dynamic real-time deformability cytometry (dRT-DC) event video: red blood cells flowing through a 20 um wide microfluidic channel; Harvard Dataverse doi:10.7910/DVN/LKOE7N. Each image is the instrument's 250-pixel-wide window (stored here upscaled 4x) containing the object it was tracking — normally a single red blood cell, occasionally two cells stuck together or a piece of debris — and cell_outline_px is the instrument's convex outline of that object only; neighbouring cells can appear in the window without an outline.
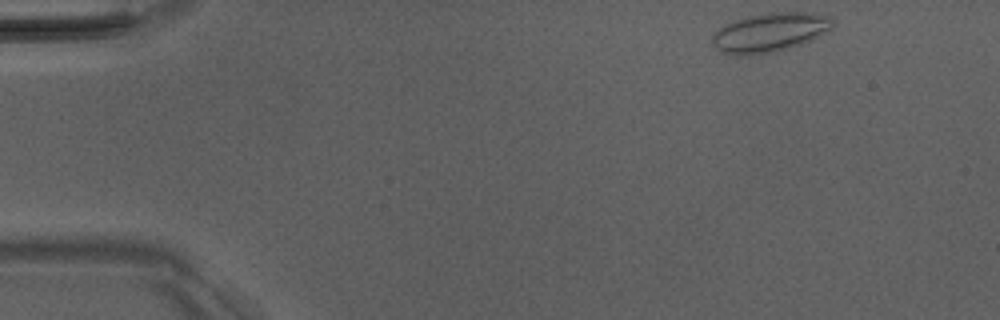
{"species": "Egyptian fruit bat (a non-hibernating species)", "species_latin": "Rousettus aegyptiacus", "temperature_condition": "room temperature", "stored_images_in_passage": 7, "camera_frame_rate_fps": 3000, "um_per_image_px": 0.085, "animal": {"sex": "male"}, "frame": {"image": 1, "passage_image": 1, "time_ms": 0.0, "image_size_px": [1000, 320], "cell_outline_px": [[836, 24], [832, 28], [820, 36], [812, 40], [788, 48], [768, 52], [744, 56], [720, 52], [712, 44], [712, 36], [724, 24], [736, 20], [768, 12], [812, 12], [832, 16], [836, 20]], "centroid_in_image_um": [65.51, 2.73], "position_along_channel_um": 19.5, "area_um2": 27.51}}